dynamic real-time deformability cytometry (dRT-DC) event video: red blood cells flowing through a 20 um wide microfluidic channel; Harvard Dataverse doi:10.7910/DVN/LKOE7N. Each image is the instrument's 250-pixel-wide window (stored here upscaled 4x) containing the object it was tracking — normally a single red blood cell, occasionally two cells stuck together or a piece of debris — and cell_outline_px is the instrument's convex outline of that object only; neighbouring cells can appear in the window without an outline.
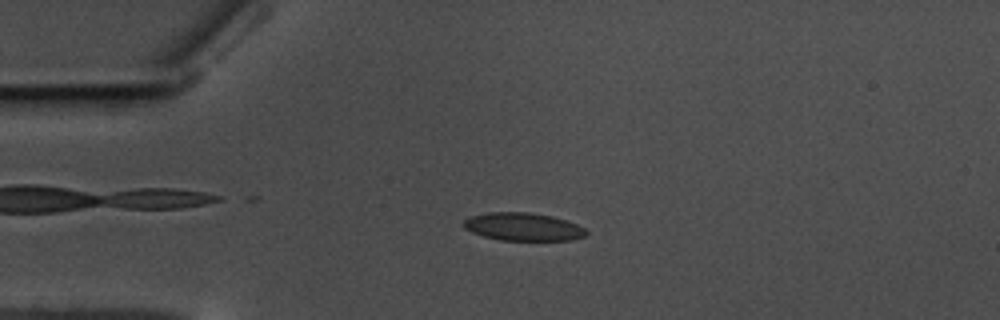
{"species": "common noctule bat (a hibernating species)", "species_latin": "Nyctalus noctula", "temperature_condition": "warm", "stored_images_in_passage": 50, "camera_frame_rate_fps": 3000, "um_per_image_px": 0.085, "animal": {"sex": "male", "body_mass_g": 17.5, "forearm_length_mm": 52.3}, "frame": {"image": 1, "passage_image": 14, "time_ms": 4.333, "image_size_px": [1000, 320], "cell_outline_px": [[588, 232], [584, 236], [572, 240], [500, 240], [484, 236], [472, 232], [464, 228], [464, 220], [472, 216], [488, 212], [528, 212], [552, 216], [576, 224], [584, 228]], "centroid_in_image_um": [44.46, 19.27], "position_along_channel_um": 40.5, "area_um2": 19.77}}
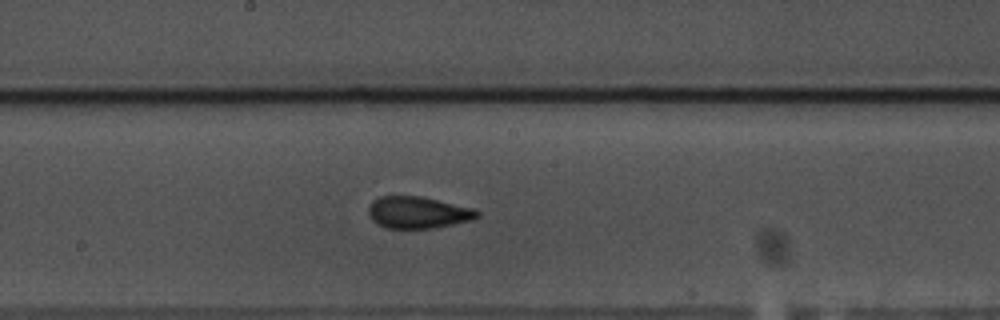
{"frame": {"image": 2, "passage_image": 31, "time_ms": 10.0, "image_size_px": [1000, 320], "cell_outline_px": [[480, 216], [472, 220], [432, 228], [388, 228], [372, 220], [368, 212], [368, 208], [372, 200], [380, 196], [420, 196], [476, 208], [480, 212]], "centroid_in_image_um": [35.56, 18.04], "position_along_channel_um": 212.6, "area_um2": 20.17}}
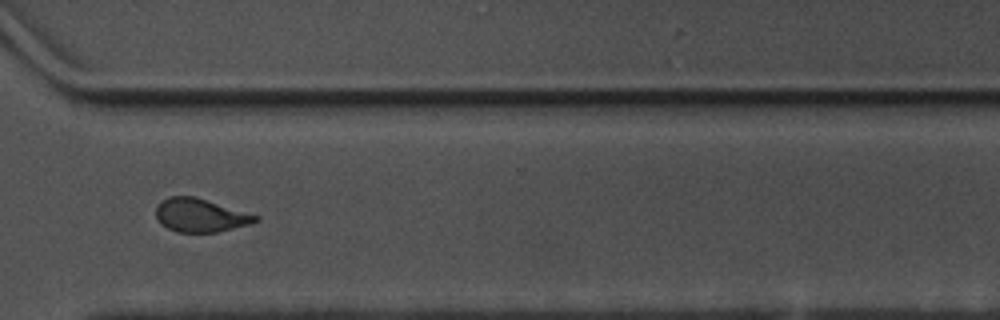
{"frame": {"image": 3, "passage_image": 43, "time_ms": 14.0, "image_size_px": [1000, 320], "cell_outline_px": [[260, 220], [248, 224], [216, 232], [176, 232], [160, 224], [156, 216], [156, 204], [160, 200], [168, 196], [196, 196], [260, 216]], "centroid_in_image_um": [16.99, 18.28], "position_along_channel_um": 353.6, "area_um2": 19.54}, "authors_computed_cell_mechanics": {"area_um2": 19.8254, "velocity_mm_per_s": 3.5128, "shape_relaxation_time_tau1_ms": null, "shape_relaxation_time_tau2_ms": 1.655, "deformation_change_tau1": null, "deformation_change_tau2": 0.094}}